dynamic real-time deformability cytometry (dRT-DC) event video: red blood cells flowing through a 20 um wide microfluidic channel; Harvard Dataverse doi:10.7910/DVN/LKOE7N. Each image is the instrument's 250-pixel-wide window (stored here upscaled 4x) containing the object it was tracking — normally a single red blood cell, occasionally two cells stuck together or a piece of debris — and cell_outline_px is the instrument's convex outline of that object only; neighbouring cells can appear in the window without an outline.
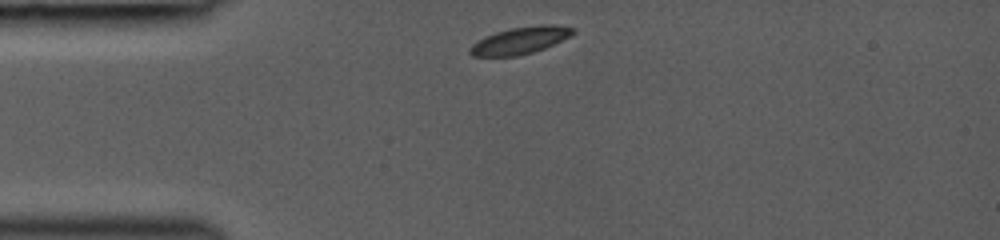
{"species": "common noctule bat (a hibernating species)", "species_latin": "Nyctalus noctula", "temperature_condition": "room temperature", "stored_images_in_passage": 5, "camera_frame_rate_fps": 3000, "um_per_image_px": 0.085, "animal": {"sex": "female", "body_mass_g": 19.0, "forearm_length_mm": 53.3}, "frame": {"image": 1, "passage_image": 1, "time_ms": 0.0, "image_size_px": [1000, 240], "cell_outline_px": [[576, 32], [544, 48], [532, 52], [516, 56], [472, 56], [468, 52], [468, 48], [476, 40], [484, 36], [496, 32], [512, 28], [540, 24], [552, 24], [576, 28]], "centroid_in_image_um": [44.16, 3.43], "position_along_channel_um": 40.8, "area_um2": 16.18}}